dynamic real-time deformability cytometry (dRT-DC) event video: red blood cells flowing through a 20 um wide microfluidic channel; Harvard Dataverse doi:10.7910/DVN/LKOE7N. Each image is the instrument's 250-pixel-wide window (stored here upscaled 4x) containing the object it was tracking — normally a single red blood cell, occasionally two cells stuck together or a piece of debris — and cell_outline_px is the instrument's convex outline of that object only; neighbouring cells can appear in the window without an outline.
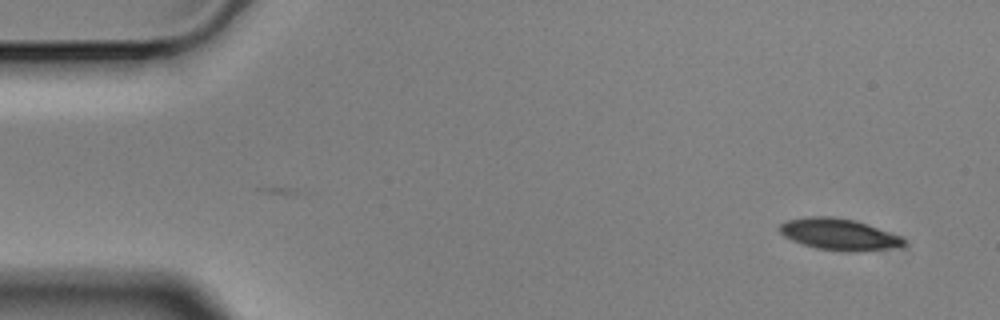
{"species": "Egyptian fruit bat (a non-hibernating species)", "species_latin": "Rousettus aegyptiacus", "temperature_condition": "cold", "stored_images_in_passage": 5, "camera_frame_rate_fps": 3000, "um_per_image_px": 0.085, "animal": {"sex": "male"}, "frame": {"image": 1, "passage_image": 1, "time_ms": 0.0, "image_size_px": [1000, 320], "cell_outline_px": [[904, 244], [900, 248], [856, 252], [844, 252], [816, 248], [792, 240], [784, 236], [780, 232], [780, 224], [788, 220], [808, 216], [832, 216], [852, 220], [868, 224], [900, 236], [904, 240]], "centroid_in_image_um": [71.34, 19.93], "position_along_channel_um": 13.7, "area_um2": 22.83}}
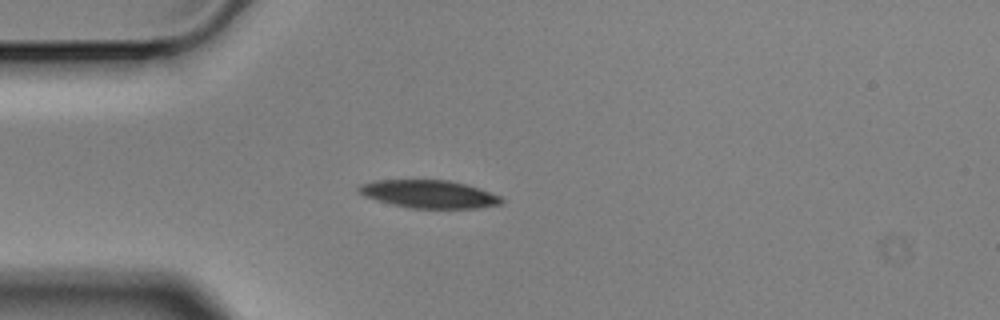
{"frame": {"image": 2, "passage_image": 4, "time_ms": 1.0, "image_size_px": [1000, 320], "cell_outline_px": [[504, 200], [500, 204], [480, 208], [412, 208], [392, 204], [376, 200], [364, 196], [356, 188], [360, 184], [376, 180], [448, 180], [480, 188], [500, 196]], "centroid_in_image_um": [36.46, 16.5], "position_along_channel_um": 48.5, "area_um2": 23.12}}